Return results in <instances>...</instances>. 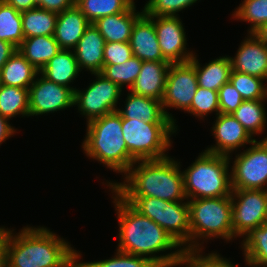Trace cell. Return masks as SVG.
Here are the masks:
<instances>
[{
    "label": "cell",
    "instance_id": "1",
    "mask_svg": "<svg viewBox=\"0 0 267 267\" xmlns=\"http://www.w3.org/2000/svg\"><path fill=\"white\" fill-rule=\"evenodd\" d=\"M111 189L115 193L113 198L120 225L118 251L145 256L156 265L175 263L184 252V249L162 227L142 215L113 188ZM178 247L180 249L175 252L154 256L158 252Z\"/></svg>",
    "mask_w": 267,
    "mask_h": 267
},
{
    "label": "cell",
    "instance_id": "2",
    "mask_svg": "<svg viewBox=\"0 0 267 267\" xmlns=\"http://www.w3.org/2000/svg\"><path fill=\"white\" fill-rule=\"evenodd\" d=\"M10 230L5 242L8 267H75L76 250L49 229Z\"/></svg>",
    "mask_w": 267,
    "mask_h": 267
},
{
    "label": "cell",
    "instance_id": "3",
    "mask_svg": "<svg viewBox=\"0 0 267 267\" xmlns=\"http://www.w3.org/2000/svg\"><path fill=\"white\" fill-rule=\"evenodd\" d=\"M138 163V167L134 166ZM173 158L136 161L123 183L108 182L121 197H154L164 201H184L183 173Z\"/></svg>",
    "mask_w": 267,
    "mask_h": 267
},
{
    "label": "cell",
    "instance_id": "4",
    "mask_svg": "<svg viewBox=\"0 0 267 267\" xmlns=\"http://www.w3.org/2000/svg\"><path fill=\"white\" fill-rule=\"evenodd\" d=\"M84 153L115 172L126 174L136 160L123 139L121 115L115 111L87 123Z\"/></svg>",
    "mask_w": 267,
    "mask_h": 267
},
{
    "label": "cell",
    "instance_id": "5",
    "mask_svg": "<svg viewBox=\"0 0 267 267\" xmlns=\"http://www.w3.org/2000/svg\"><path fill=\"white\" fill-rule=\"evenodd\" d=\"M229 157L204 151L182 172L187 200L231 195Z\"/></svg>",
    "mask_w": 267,
    "mask_h": 267
},
{
    "label": "cell",
    "instance_id": "6",
    "mask_svg": "<svg viewBox=\"0 0 267 267\" xmlns=\"http://www.w3.org/2000/svg\"><path fill=\"white\" fill-rule=\"evenodd\" d=\"M190 251L200 249L198 238L221 237L227 241L234 237L232 227L231 196L190 199ZM195 240V241H194Z\"/></svg>",
    "mask_w": 267,
    "mask_h": 267
},
{
    "label": "cell",
    "instance_id": "7",
    "mask_svg": "<svg viewBox=\"0 0 267 267\" xmlns=\"http://www.w3.org/2000/svg\"><path fill=\"white\" fill-rule=\"evenodd\" d=\"M123 139L129 154L136 160H157L168 157L171 134L176 132L174 123H147L121 116Z\"/></svg>",
    "mask_w": 267,
    "mask_h": 267
},
{
    "label": "cell",
    "instance_id": "8",
    "mask_svg": "<svg viewBox=\"0 0 267 267\" xmlns=\"http://www.w3.org/2000/svg\"><path fill=\"white\" fill-rule=\"evenodd\" d=\"M122 198L130 203L142 215L150 218L162 227L180 246H186H183L184 251H190L188 202L164 201L154 197Z\"/></svg>",
    "mask_w": 267,
    "mask_h": 267
},
{
    "label": "cell",
    "instance_id": "9",
    "mask_svg": "<svg viewBox=\"0 0 267 267\" xmlns=\"http://www.w3.org/2000/svg\"><path fill=\"white\" fill-rule=\"evenodd\" d=\"M230 174L232 190H267V140H255L236 155Z\"/></svg>",
    "mask_w": 267,
    "mask_h": 267
},
{
    "label": "cell",
    "instance_id": "10",
    "mask_svg": "<svg viewBox=\"0 0 267 267\" xmlns=\"http://www.w3.org/2000/svg\"><path fill=\"white\" fill-rule=\"evenodd\" d=\"M230 196L234 238L267 221V190H232Z\"/></svg>",
    "mask_w": 267,
    "mask_h": 267
},
{
    "label": "cell",
    "instance_id": "11",
    "mask_svg": "<svg viewBox=\"0 0 267 267\" xmlns=\"http://www.w3.org/2000/svg\"><path fill=\"white\" fill-rule=\"evenodd\" d=\"M96 81L86 90H74V105L86 116L87 123L106 114L117 111V102L122 88L106 79L101 73H94Z\"/></svg>",
    "mask_w": 267,
    "mask_h": 267
},
{
    "label": "cell",
    "instance_id": "12",
    "mask_svg": "<svg viewBox=\"0 0 267 267\" xmlns=\"http://www.w3.org/2000/svg\"><path fill=\"white\" fill-rule=\"evenodd\" d=\"M197 87L198 81L195 67L190 62L170 64L166 78L165 92L161 102L166 117L174 123L176 130L175 120L167 112L166 108L174 107L187 111L191 106Z\"/></svg>",
    "mask_w": 267,
    "mask_h": 267
},
{
    "label": "cell",
    "instance_id": "13",
    "mask_svg": "<svg viewBox=\"0 0 267 267\" xmlns=\"http://www.w3.org/2000/svg\"><path fill=\"white\" fill-rule=\"evenodd\" d=\"M74 106V91L38 77L29 87V116H37Z\"/></svg>",
    "mask_w": 267,
    "mask_h": 267
},
{
    "label": "cell",
    "instance_id": "14",
    "mask_svg": "<svg viewBox=\"0 0 267 267\" xmlns=\"http://www.w3.org/2000/svg\"><path fill=\"white\" fill-rule=\"evenodd\" d=\"M150 18L154 22L163 58L170 64L189 62L194 54L186 50V35L179 17Z\"/></svg>",
    "mask_w": 267,
    "mask_h": 267
},
{
    "label": "cell",
    "instance_id": "15",
    "mask_svg": "<svg viewBox=\"0 0 267 267\" xmlns=\"http://www.w3.org/2000/svg\"><path fill=\"white\" fill-rule=\"evenodd\" d=\"M212 127L216 145L206 149V152L229 156L230 153L256 139L231 115L220 113Z\"/></svg>",
    "mask_w": 267,
    "mask_h": 267
},
{
    "label": "cell",
    "instance_id": "16",
    "mask_svg": "<svg viewBox=\"0 0 267 267\" xmlns=\"http://www.w3.org/2000/svg\"><path fill=\"white\" fill-rule=\"evenodd\" d=\"M230 60L232 70L267 79V45L254 33L241 43L236 57Z\"/></svg>",
    "mask_w": 267,
    "mask_h": 267
},
{
    "label": "cell",
    "instance_id": "17",
    "mask_svg": "<svg viewBox=\"0 0 267 267\" xmlns=\"http://www.w3.org/2000/svg\"><path fill=\"white\" fill-rule=\"evenodd\" d=\"M129 43L133 56L141 61H166L160 50L154 22L145 13L135 21Z\"/></svg>",
    "mask_w": 267,
    "mask_h": 267
},
{
    "label": "cell",
    "instance_id": "18",
    "mask_svg": "<svg viewBox=\"0 0 267 267\" xmlns=\"http://www.w3.org/2000/svg\"><path fill=\"white\" fill-rule=\"evenodd\" d=\"M169 67L167 61H142L141 70L130 91L162 101Z\"/></svg>",
    "mask_w": 267,
    "mask_h": 267
},
{
    "label": "cell",
    "instance_id": "19",
    "mask_svg": "<svg viewBox=\"0 0 267 267\" xmlns=\"http://www.w3.org/2000/svg\"><path fill=\"white\" fill-rule=\"evenodd\" d=\"M105 43L106 41L99 30L91 23L73 49L81 71L84 68L92 72L91 74L100 73L102 71Z\"/></svg>",
    "mask_w": 267,
    "mask_h": 267
},
{
    "label": "cell",
    "instance_id": "20",
    "mask_svg": "<svg viewBox=\"0 0 267 267\" xmlns=\"http://www.w3.org/2000/svg\"><path fill=\"white\" fill-rule=\"evenodd\" d=\"M90 24L76 5L58 13L54 38L60 49L73 50Z\"/></svg>",
    "mask_w": 267,
    "mask_h": 267
},
{
    "label": "cell",
    "instance_id": "21",
    "mask_svg": "<svg viewBox=\"0 0 267 267\" xmlns=\"http://www.w3.org/2000/svg\"><path fill=\"white\" fill-rule=\"evenodd\" d=\"M133 4L127 11L98 18L93 24L106 42H129L135 21L144 13Z\"/></svg>",
    "mask_w": 267,
    "mask_h": 267
},
{
    "label": "cell",
    "instance_id": "22",
    "mask_svg": "<svg viewBox=\"0 0 267 267\" xmlns=\"http://www.w3.org/2000/svg\"><path fill=\"white\" fill-rule=\"evenodd\" d=\"M125 109L117 112L125 119H138L147 123H173L166 117L162 102L133 92L128 93Z\"/></svg>",
    "mask_w": 267,
    "mask_h": 267
},
{
    "label": "cell",
    "instance_id": "23",
    "mask_svg": "<svg viewBox=\"0 0 267 267\" xmlns=\"http://www.w3.org/2000/svg\"><path fill=\"white\" fill-rule=\"evenodd\" d=\"M80 71L74 52L60 49L39 73L49 81L66 86L74 91L76 88L70 87L69 84L77 78Z\"/></svg>",
    "mask_w": 267,
    "mask_h": 267
},
{
    "label": "cell",
    "instance_id": "24",
    "mask_svg": "<svg viewBox=\"0 0 267 267\" xmlns=\"http://www.w3.org/2000/svg\"><path fill=\"white\" fill-rule=\"evenodd\" d=\"M39 71L20 53H15L0 71L1 84L29 89Z\"/></svg>",
    "mask_w": 267,
    "mask_h": 267
},
{
    "label": "cell",
    "instance_id": "25",
    "mask_svg": "<svg viewBox=\"0 0 267 267\" xmlns=\"http://www.w3.org/2000/svg\"><path fill=\"white\" fill-rule=\"evenodd\" d=\"M194 67L197 75L198 86L213 91L229 82L232 70L230 57H219L200 67L196 55L189 61Z\"/></svg>",
    "mask_w": 267,
    "mask_h": 267
},
{
    "label": "cell",
    "instance_id": "26",
    "mask_svg": "<svg viewBox=\"0 0 267 267\" xmlns=\"http://www.w3.org/2000/svg\"><path fill=\"white\" fill-rule=\"evenodd\" d=\"M20 53L40 71L60 50L54 35L24 38L17 48Z\"/></svg>",
    "mask_w": 267,
    "mask_h": 267
},
{
    "label": "cell",
    "instance_id": "27",
    "mask_svg": "<svg viewBox=\"0 0 267 267\" xmlns=\"http://www.w3.org/2000/svg\"><path fill=\"white\" fill-rule=\"evenodd\" d=\"M57 17V13L40 8L23 11L21 19L24 38L54 35Z\"/></svg>",
    "mask_w": 267,
    "mask_h": 267
},
{
    "label": "cell",
    "instance_id": "28",
    "mask_svg": "<svg viewBox=\"0 0 267 267\" xmlns=\"http://www.w3.org/2000/svg\"><path fill=\"white\" fill-rule=\"evenodd\" d=\"M264 99L244 100L241 105L231 115L247 130L253 137L254 134H260L265 129L266 112Z\"/></svg>",
    "mask_w": 267,
    "mask_h": 267
},
{
    "label": "cell",
    "instance_id": "29",
    "mask_svg": "<svg viewBox=\"0 0 267 267\" xmlns=\"http://www.w3.org/2000/svg\"><path fill=\"white\" fill-rule=\"evenodd\" d=\"M242 243L249 266L267 267V221L245 235Z\"/></svg>",
    "mask_w": 267,
    "mask_h": 267
},
{
    "label": "cell",
    "instance_id": "30",
    "mask_svg": "<svg viewBox=\"0 0 267 267\" xmlns=\"http://www.w3.org/2000/svg\"><path fill=\"white\" fill-rule=\"evenodd\" d=\"M29 116V89L0 86V115L10 119L16 115Z\"/></svg>",
    "mask_w": 267,
    "mask_h": 267
},
{
    "label": "cell",
    "instance_id": "31",
    "mask_svg": "<svg viewBox=\"0 0 267 267\" xmlns=\"http://www.w3.org/2000/svg\"><path fill=\"white\" fill-rule=\"evenodd\" d=\"M134 0H75V5L90 23L98 18L127 11Z\"/></svg>",
    "mask_w": 267,
    "mask_h": 267
},
{
    "label": "cell",
    "instance_id": "32",
    "mask_svg": "<svg viewBox=\"0 0 267 267\" xmlns=\"http://www.w3.org/2000/svg\"><path fill=\"white\" fill-rule=\"evenodd\" d=\"M21 13L0 0V40L12 43L17 48L24 40Z\"/></svg>",
    "mask_w": 267,
    "mask_h": 267
},
{
    "label": "cell",
    "instance_id": "33",
    "mask_svg": "<svg viewBox=\"0 0 267 267\" xmlns=\"http://www.w3.org/2000/svg\"><path fill=\"white\" fill-rule=\"evenodd\" d=\"M142 61L135 56L121 64H103L100 72L106 79L119 85L121 88L125 84L131 88L139 75Z\"/></svg>",
    "mask_w": 267,
    "mask_h": 267
},
{
    "label": "cell",
    "instance_id": "34",
    "mask_svg": "<svg viewBox=\"0 0 267 267\" xmlns=\"http://www.w3.org/2000/svg\"><path fill=\"white\" fill-rule=\"evenodd\" d=\"M229 81L241 94L243 100L267 99V86L264 79L231 70Z\"/></svg>",
    "mask_w": 267,
    "mask_h": 267
},
{
    "label": "cell",
    "instance_id": "35",
    "mask_svg": "<svg viewBox=\"0 0 267 267\" xmlns=\"http://www.w3.org/2000/svg\"><path fill=\"white\" fill-rule=\"evenodd\" d=\"M80 254H75V267H154L156 264L147 257L127 254L117 250L111 259L94 262L78 263Z\"/></svg>",
    "mask_w": 267,
    "mask_h": 267
},
{
    "label": "cell",
    "instance_id": "36",
    "mask_svg": "<svg viewBox=\"0 0 267 267\" xmlns=\"http://www.w3.org/2000/svg\"><path fill=\"white\" fill-rule=\"evenodd\" d=\"M240 5L233 16L252 24L249 34L267 22V0H244Z\"/></svg>",
    "mask_w": 267,
    "mask_h": 267
},
{
    "label": "cell",
    "instance_id": "37",
    "mask_svg": "<svg viewBox=\"0 0 267 267\" xmlns=\"http://www.w3.org/2000/svg\"><path fill=\"white\" fill-rule=\"evenodd\" d=\"M213 111L217 112L216 115L220 114L218 91L198 86L187 112L202 119Z\"/></svg>",
    "mask_w": 267,
    "mask_h": 267
},
{
    "label": "cell",
    "instance_id": "38",
    "mask_svg": "<svg viewBox=\"0 0 267 267\" xmlns=\"http://www.w3.org/2000/svg\"><path fill=\"white\" fill-rule=\"evenodd\" d=\"M198 0H149L143 12L149 17H177V12L190 7Z\"/></svg>",
    "mask_w": 267,
    "mask_h": 267
},
{
    "label": "cell",
    "instance_id": "39",
    "mask_svg": "<svg viewBox=\"0 0 267 267\" xmlns=\"http://www.w3.org/2000/svg\"><path fill=\"white\" fill-rule=\"evenodd\" d=\"M133 56L129 42H106L103 50V64H121Z\"/></svg>",
    "mask_w": 267,
    "mask_h": 267
},
{
    "label": "cell",
    "instance_id": "40",
    "mask_svg": "<svg viewBox=\"0 0 267 267\" xmlns=\"http://www.w3.org/2000/svg\"><path fill=\"white\" fill-rule=\"evenodd\" d=\"M220 113H233L244 101L241 94L235 89L229 81L223 84L218 90Z\"/></svg>",
    "mask_w": 267,
    "mask_h": 267
},
{
    "label": "cell",
    "instance_id": "41",
    "mask_svg": "<svg viewBox=\"0 0 267 267\" xmlns=\"http://www.w3.org/2000/svg\"><path fill=\"white\" fill-rule=\"evenodd\" d=\"M201 249H197L191 251L206 267H238V265L234 266L231 262L223 257H220L217 253H210L207 256L201 255Z\"/></svg>",
    "mask_w": 267,
    "mask_h": 267
},
{
    "label": "cell",
    "instance_id": "42",
    "mask_svg": "<svg viewBox=\"0 0 267 267\" xmlns=\"http://www.w3.org/2000/svg\"><path fill=\"white\" fill-rule=\"evenodd\" d=\"M75 5V0H37V8L61 13Z\"/></svg>",
    "mask_w": 267,
    "mask_h": 267
},
{
    "label": "cell",
    "instance_id": "43",
    "mask_svg": "<svg viewBox=\"0 0 267 267\" xmlns=\"http://www.w3.org/2000/svg\"><path fill=\"white\" fill-rule=\"evenodd\" d=\"M175 264L176 266L186 265V267H206L191 251H184Z\"/></svg>",
    "mask_w": 267,
    "mask_h": 267
},
{
    "label": "cell",
    "instance_id": "44",
    "mask_svg": "<svg viewBox=\"0 0 267 267\" xmlns=\"http://www.w3.org/2000/svg\"><path fill=\"white\" fill-rule=\"evenodd\" d=\"M17 47L12 43L0 40V71L9 58L15 53Z\"/></svg>",
    "mask_w": 267,
    "mask_h": 267
},
{
    "label": "cell",
    "instance_id": "45",
    "mask_svg": "<svg viewBox=\"0 0 267 267\" xmlns=\"http://www.w3.org/2000/svg\"><path fill=\"white\" fill-rule=\"evenodd\" d=\"M3 1L20 12L37 8V0H3Z\"/></svg>",
    "mask_w": 267,
    "mask_h": 267
},
{
    "label": "cell",
    "instance_id": "46",
    "mask_svg": "<svg viewBox=\"0 0 267 267\" xmlns=\"http://www.w3.org/2000/svg\"><path fill=\"white\" fill-rule=\"evenodd\" d=\"M8 120L9 119L0 115V145L16 132L11 124L8 123Z\"/></svg>",
    "mask_w": 267,
    "mask_h": 267
},
{
    "label": "cell",
    "instance_id": "47",
    "mask_svg": "<svg viewBox=\"0 0 267 267\" xmlns=\"http://www.w3.org/2000/svg\"><path fill=\"white\" fill-rule=\"evenodd\" d=\"M10 229H6L5 227H0V257H7L6 251H5V242L6 238L8 236Z\"/></svg>",
    "mask_w": 267,
    "mask_h": 267
},
{
    "label": "cell",
    "instance_id": "48",
    "mask_svg": "<svg viewBox=\"0 0 267 267\" xmlns=\"http://www.w3.org/2000/svg\"><path fill=\"white\" fill-rule=\"evenodd\" d=\"M254 34L267 45V22L258 28Z\"/></svg>",
    "mask_w": 267,
    "mask_h": 267
},
{
    "label": "cell",
    "instance_id": "49",
    "mask_svg": "<svg viewBox=\"0 0 267 267\" xmlns=\"http://www.w3.org/2000/svg\"><path fill=\"white\" fill-rule=\"evenodd\" d=\"M0 267H8V257H0Z\"/></svg>",
    "mask_w": 267,
    "mask_h": 267
},
{
    "label": "cell",
    "instance_id": "50",
    "mask_svg": "<svg viewBox=\"0 0 267 267\" xmlns=\"http://www.w3.org/2000/svg\"><path fill=\"white\" fill-rule=\"evenodd\" d=\"M174 266H176L175 263L165 264V265H155L154 267H174Z\"/></svg>",
    "mask_w": 267,
    "mask_h": 267
}]
</instances>
